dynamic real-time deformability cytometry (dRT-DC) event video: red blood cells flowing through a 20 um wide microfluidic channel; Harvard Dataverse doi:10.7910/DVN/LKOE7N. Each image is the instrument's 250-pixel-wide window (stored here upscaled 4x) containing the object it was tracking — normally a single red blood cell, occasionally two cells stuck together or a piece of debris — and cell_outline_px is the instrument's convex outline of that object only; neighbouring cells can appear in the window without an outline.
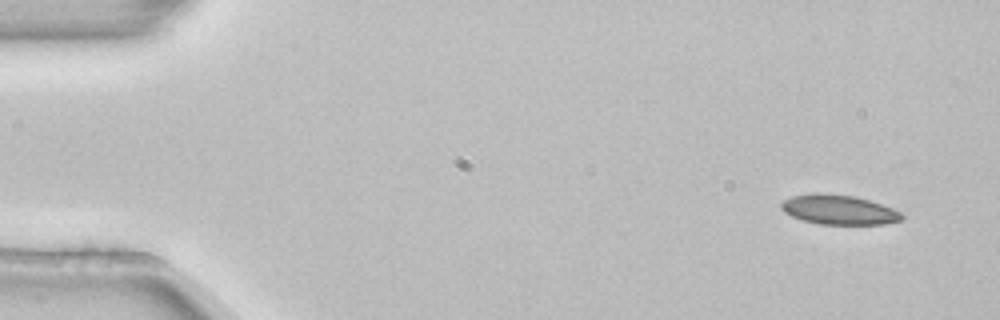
{"species": "common noctule bat (a hibernating species)", "species_latin": "Nyctalus noctula", "temperature_condition": "room temperature", "stored_images_in_passage": 3, "camera_frame_rate_fps": 3000, "um_per_image_px": 0.085, "animal": {"sex": "female", "body_mass_g": 22.7, "forearm_length_mm": 54.2}, "frame": {"image": 1, "passage_image": 1, "time_ms": 0.0, "image_size_px": [1000, 320], "cell_outline_px": [[904, 220], [884, 224], [820, 224], [804, 220], [792, 216], [784, 212], [780, 208], [780, 204], [784, 200], [792, 196], [856, 196], [892, 208], [900, 212], [904, 216]], "centroid_in_image_um": [71.37, 17.88], "position_along_channel_um": 13.6, "area_um2": 19.88}}